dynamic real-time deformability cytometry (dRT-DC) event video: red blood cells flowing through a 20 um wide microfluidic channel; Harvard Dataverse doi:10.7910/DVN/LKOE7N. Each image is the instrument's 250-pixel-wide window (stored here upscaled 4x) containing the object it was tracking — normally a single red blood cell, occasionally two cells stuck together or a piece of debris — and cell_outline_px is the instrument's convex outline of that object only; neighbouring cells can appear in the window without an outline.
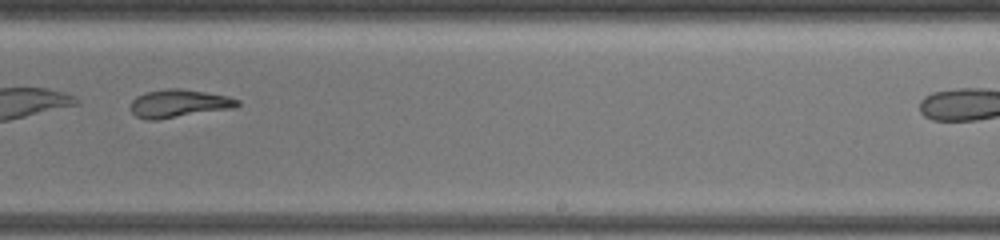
{"species": "common noctule bat (a hibernating species)", "species_latin": "Nyctalus noctula", "temperature_condition": "warm", "stored_images_in_passage": 34, "camera_frame_rate_fps": 3000, "um_per_image_px": 0.085, "animal": {"sex": "female", "body_mass_g": 19.5, "forearm_length_mm": 54.1}, "frame": {"image": 1, "passage_image": 25, "time_ms": 9.667, "image_size_px": [1000, 240], "cell_outline_px": [[240, 104], [236, 108], [156, 120], [144, 120], [136, 116], [128, 108], [132, 100], [136, 96], [148, 92], [168, 88], [180, 88], [228, 96], [240, 100]], "centroid_in_image_um": [15.19, 8.81], "position_along_channel_um": 273.8, "area_um2": 17.63}}